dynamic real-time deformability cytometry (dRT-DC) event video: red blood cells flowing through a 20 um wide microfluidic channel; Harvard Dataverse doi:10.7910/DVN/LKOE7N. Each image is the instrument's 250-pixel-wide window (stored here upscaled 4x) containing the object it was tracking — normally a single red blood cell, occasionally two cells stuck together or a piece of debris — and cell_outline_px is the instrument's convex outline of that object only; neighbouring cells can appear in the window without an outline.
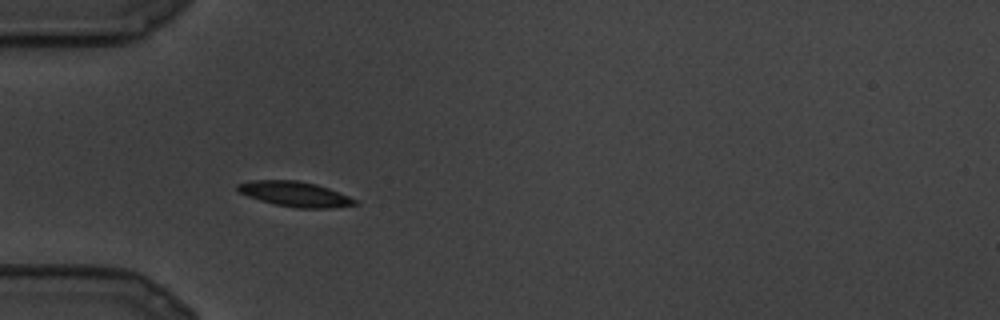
{"species": "common noctule bat (a hibernating species)", "species_latin": "Nyctalus noctula", "temperature_condition": "cold", "stored_images_in_passage": 23, "camera_frame_rate_fps": 3000, "um_per_image_px": 0.085, "animal": {"sex": "male", "body_mass_g": 19.5, "forearm_length_mm": 54.6}, "frame": {"image": 1, "passage_image": 5, "time_ms": 1.333, "image_size_px": [1000, 320], "cell_outline_px": [[360, 204], [332, 208], [296, 208], [276, 204], [260, 200], [248, 196], [240, 192], [236, 188], [236, 184], [252, 180], [300, 180], [316, 184], [328, 188], [348, 196], [356, 200]], "centroid_in_image_um": [25.08, 16.49], "position_along_channel_um": 59.9, "area_um2": 17.11}}
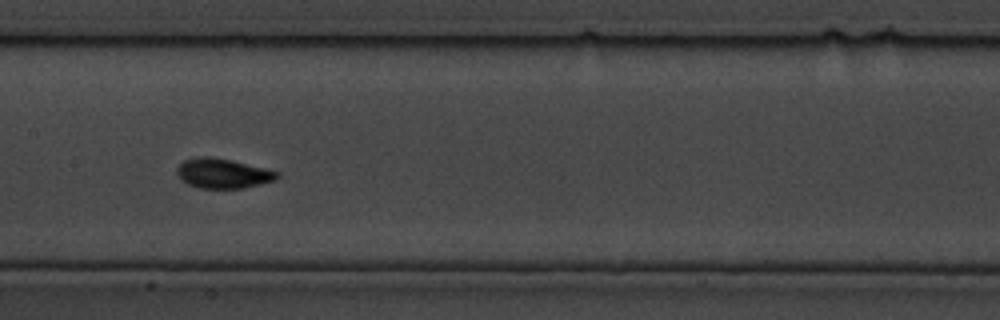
{"frame": {"image": 2, "passage_image": 10, "time_ms": 3.0, "image_size_px": [1000, 320], "cell_outline_px": [[280, 176], [276, 180], [244, 188], [200, 188], [188, 184], [180, 180], [176, 172], [176, 168], [184, 160], [200, 156], [208, 156], [232, 160], [280, 172]], "centroid_in_image_um": [18.94, 14.74], "position_along_channel_um": 188.5, "area_um2": 17.46}}
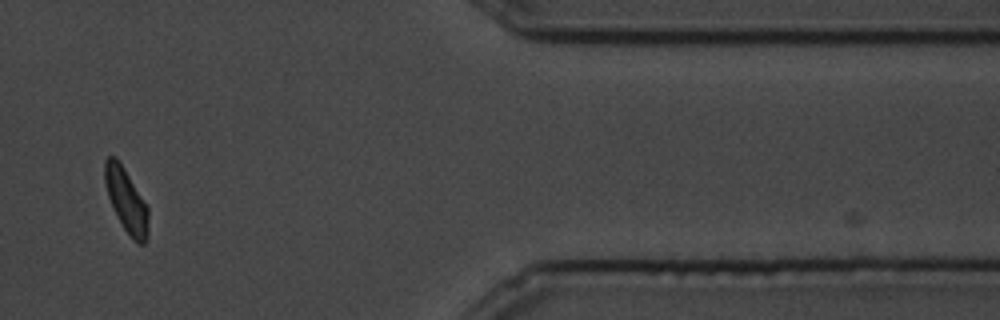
{"frame": {"image": 3, "passage_image": 20, "time_ms": 6.333, "image_size_px": [1000, 320], "cell_outline_px": [[148, 232], [144, 244], [136, 244], [132, 240], [124, 228], [112, 208], [108, 196], [104, 180], [104, 160], [108, 156], [116, 156], [124, 168], [148, 208]], "centroid_in_image_um": [10.71, 17.04], "position_along_channel_um": 400.7, "area_um2": 16.13}}